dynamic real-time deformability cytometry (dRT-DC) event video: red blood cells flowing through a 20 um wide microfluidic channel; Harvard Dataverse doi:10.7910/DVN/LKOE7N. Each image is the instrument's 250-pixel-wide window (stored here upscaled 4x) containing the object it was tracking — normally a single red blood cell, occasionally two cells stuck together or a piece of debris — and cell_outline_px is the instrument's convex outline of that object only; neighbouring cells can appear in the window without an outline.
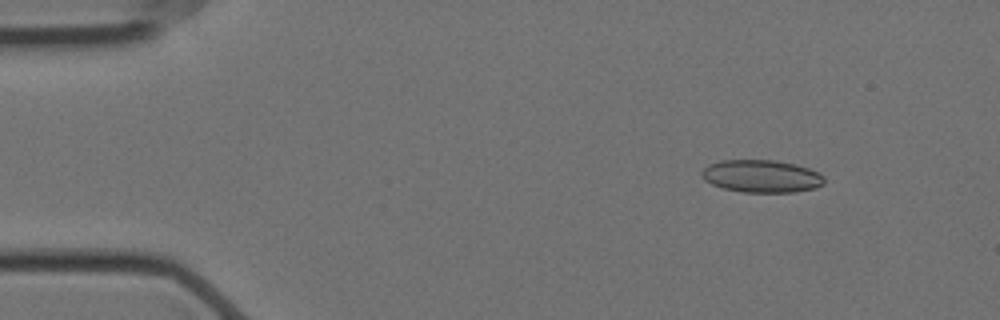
{"species": "Egyptian fruit bat (a non-hibernating species)", "species_latin": "Rousettus aegyptiacus", "temperature_condition": "cold", "stored_images_in_passage": 12, "camera_frame_rate_fps": 3000, "um_per_image_px": 0.085, "animal": {"sex": "female"}, "frame": {"image": 1, "passage_image": 1, "time_ms": 0.0, "image_size_px": [1000, 320], "cell_outline_px": [[824, 184], [816, 188], [792, 192], [744, 192], [724, 188], [712, 184], [704, 180], [700, 176], [700, 172], [708, 164], [720, 160], [776, 160], [796, 164], [808, 168], [824, 176]], "centroid_in_image_um": [64.71, 14.97], "position_along_channel_um": 20.3, "area_um2": 23.35}}
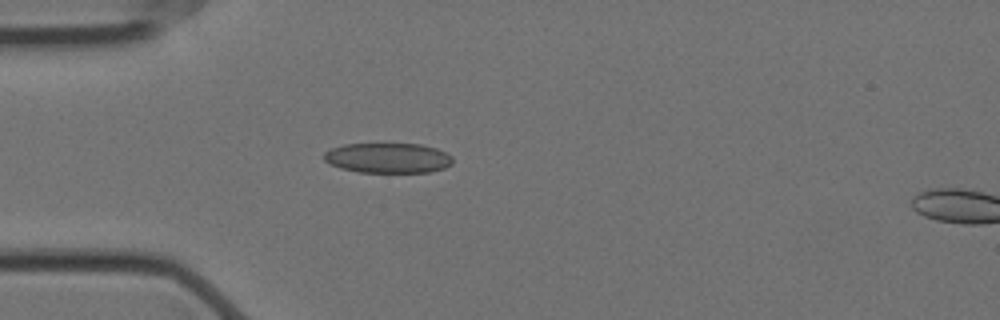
{"frame": {"image": 2, "passage_image": 10, "time_ms": 3.0, "image_size_px": [1000, 320], "cell_outline_px": [[452, 164], [444, 168], [428, 172], [360, 172], [340, 168], [328, 164], [324, 160], [324, 152], [332, 148], [344, 144], [420, 144], [436, 148], [452, 156]], "centroid_in_image_um": [32.95, 13.43], "position_along_channel_um": 52.0, "area_um2": 22.54}}